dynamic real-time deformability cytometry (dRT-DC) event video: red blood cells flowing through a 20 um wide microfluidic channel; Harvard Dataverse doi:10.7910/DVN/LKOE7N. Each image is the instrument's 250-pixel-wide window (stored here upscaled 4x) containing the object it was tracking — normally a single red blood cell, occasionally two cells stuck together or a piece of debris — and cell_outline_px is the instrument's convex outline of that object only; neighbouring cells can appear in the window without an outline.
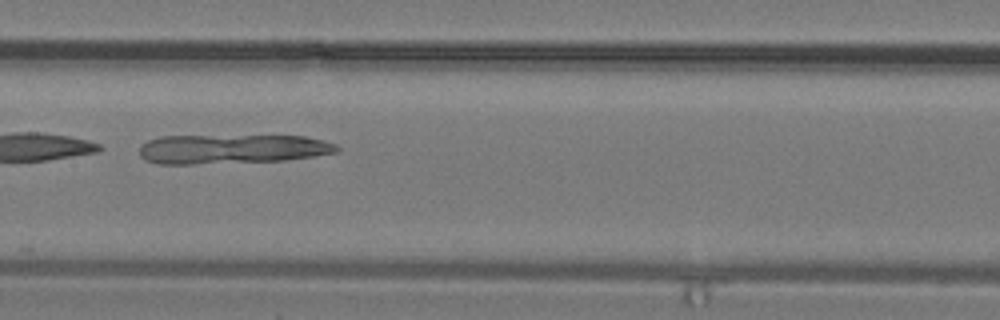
{"species": "common noctule bat (a hibernating species)", "species_latin": "Nyctalus noctula", "temperature_condition": "warm", "stored_images_in_passage": 32, "camera_frame_rate_fps": 3000, "um_per_image_px": 0.085, "animal": {"sex": "male", "body_mass_g": 19.2, "forearm_length_mm": 51.8}, "frame": {"image": 1, "passage_image": 16, "time_ms": 5.0, "image_size_px": [1000, 320], "cell_outline_px": [[340, 152], [284, 160], [192, 164], [156, 164], [144, 160], [140, 156], [140, 144], [148, 140], [160, 136], [304, 136], [324, 140], [336, 144], [340, 148]], "centroid_in_image_um": [19.69, 12.66], "position_along_channel_um": 187.7, "area_um2": 33.93}}
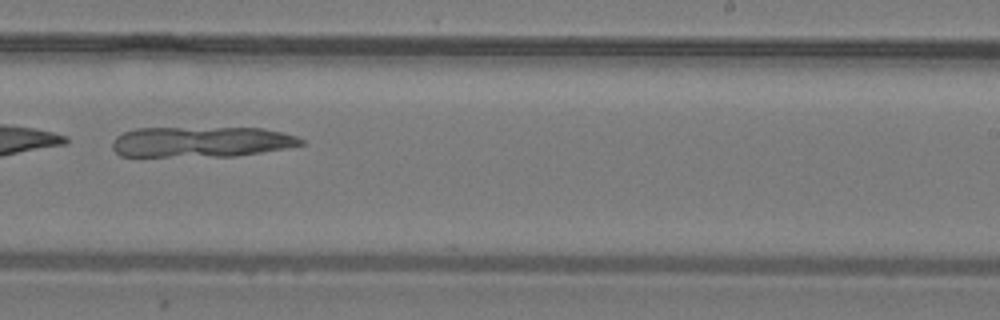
{"frame": {"image": 2, "passage_image": 20, "time_ms": 6.333, "image_size_px": [1000, 320], "cell_outline_px": [[304, 144], [288, 148], [236, 156], [120, 156], [112, 148], [112, 144], [116, 136], [124, 132], [136, 128], [264, 128], [296, 136], [304, 140]], "centroid_in_image_um": [17.12, 12.06], "position_along_channel_um": 271.9, "area_um2": 33.58}}
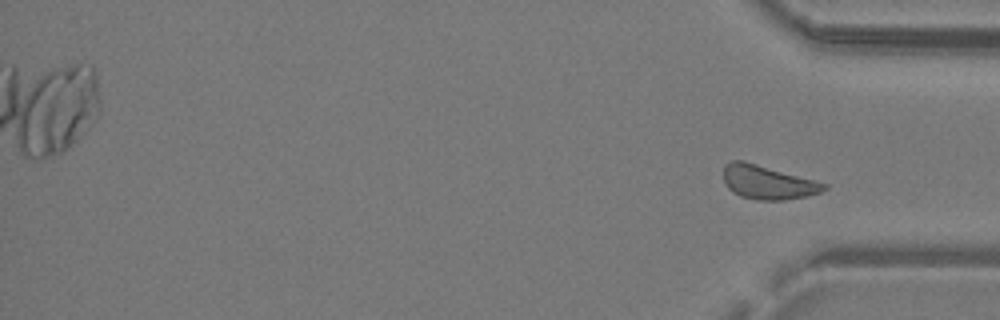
{"frame": {"image": 3, "passage_image": 32, "time_ms": 10.333, "image_size_px": [1000, 320], "cell_outline_px": [[828, 188], [820, 192], [808, 196], [784, 200], [756, 200], [740, 196], [732, 192], [728, 188], [724, 180], [724, 164], [732, 160], [744, 160], [816, 180], [828, 184]], "centroid_in_image_um": [65.26, 15.49], "position_along_channel_um": 369.9, "area_um2": 20.06}}